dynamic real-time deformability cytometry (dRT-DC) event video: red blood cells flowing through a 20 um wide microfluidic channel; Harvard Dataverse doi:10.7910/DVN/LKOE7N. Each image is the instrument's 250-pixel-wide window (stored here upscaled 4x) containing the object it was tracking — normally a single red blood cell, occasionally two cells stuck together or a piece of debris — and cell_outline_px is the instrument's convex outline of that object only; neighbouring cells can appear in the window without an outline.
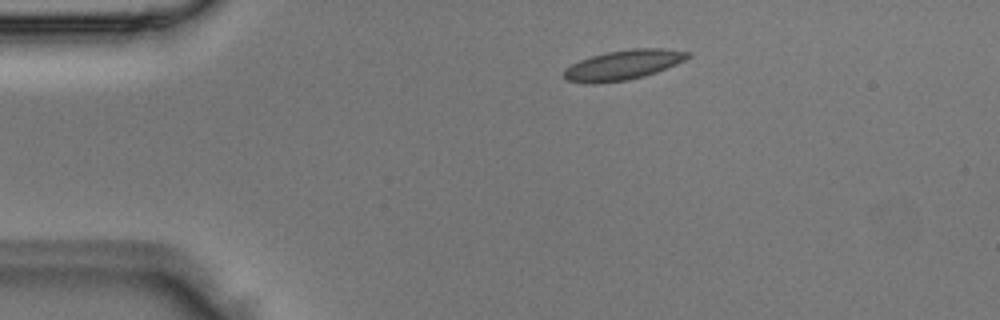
{"species": "Egyptian fruit bat (a non-hibernating species)", "species_latin": "Rousettus aegyptiacus", "temperature_condition": "room temperature", "stored_images_in_passage": 4, "camera_frame_rate_fps": 3000, "um_per_image_px": 0.085, "animal": {"sex": "male"}, "frame": {"image": 1, "passage_image": 4, "time_ms": 1.0, "image_size_px": [1000, 320], "cell_outline_px": [[692, 56], [676, 64], [656, 72], [644, 76], [628, 80], [592, 84], [568, 80], [564, 76], [564, 72], [572, 64], [580, 60], [592, 56], [608, 52], [632, 48], [660, 48], [688, 52]], "centroid_in_image_um": [53.0, 5.52], "position_along_channel_um": 32.0, "area_um2": 21.15}}